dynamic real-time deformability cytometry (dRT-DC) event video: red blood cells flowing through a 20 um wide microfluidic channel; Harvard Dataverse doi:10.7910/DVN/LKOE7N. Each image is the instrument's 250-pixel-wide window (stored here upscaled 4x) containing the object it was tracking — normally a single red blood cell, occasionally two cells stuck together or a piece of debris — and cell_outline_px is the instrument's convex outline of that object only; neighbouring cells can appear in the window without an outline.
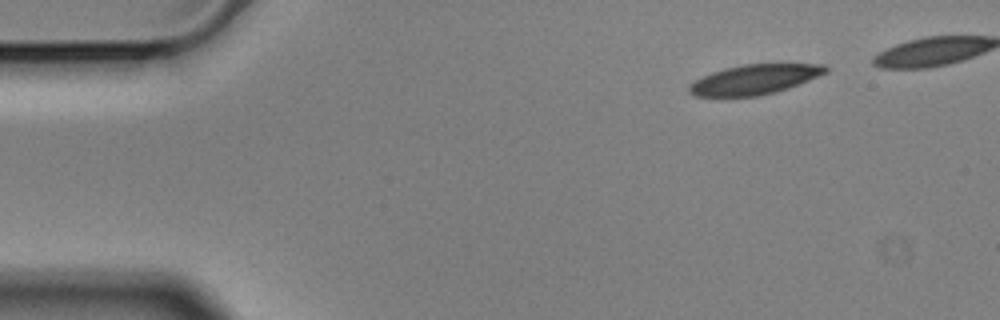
{"species": "Egyptian fruit bat (a non-hibernating species)", "species_latin": "Rousettus aegyptiacus", "temperature_condition": "cold", "stored_images_in_passage": 44, "camera_frame_rate_fps": 3000, "um_per_image_px": 0.085, "animal": {"sex": "male"}, "frame": {"image": 1, "passage_image": 1, "time_ms": 0.0, "image_size_px": [1000, 320], "cell_outline_px": [[828, 72], [788, 88], [776, 92], [756, 96], [696, 96], [688, 92], [688, 84], [712, 72], [724, 68], [744, 64], [824, 64], [828, 68]], "centroid_in_image_um": [64.12, 6.75], "position_along_channel_um": 20.9, "area_um2": 23.52}}
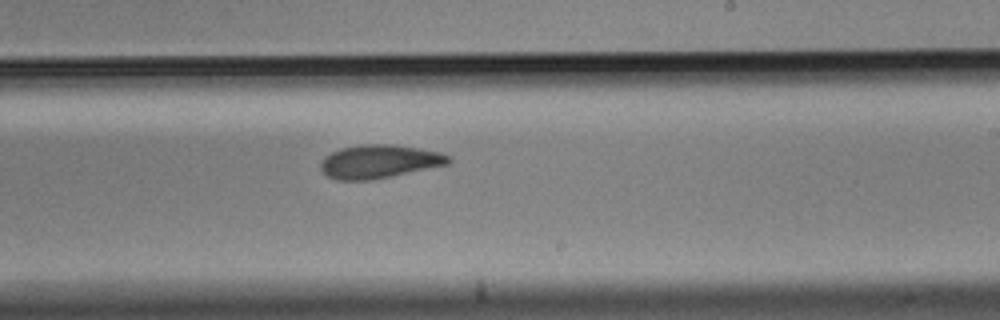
{"frame": {"image": 2, "passage_image": 28, "time_ms": 9.0, "image_size_px": [1000, 320], "cell_outline_px": [[452, 160], [448, 164], [392, 176], [372, 180], [336, 180], [328, 176], [320, 168], [320, 164], [324, 156], [340, 148], [360, 144], [388, 144], [416, 148], [440, 152], [448, 156]], "centroid_in_image_um": [32.2, 13.73], "position_along_channel_um": 256.8, "area_um2": 24.8}}
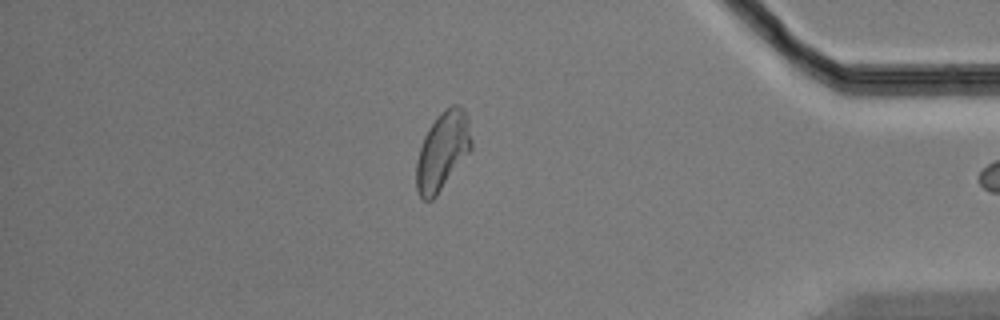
{"frame": {"image": 3, "passage_image": 43, "time_ms": 14.0, "image_size_px": [1000, 320], "cell_outline_px": [[472, 148], [436, 196], [432, 200], [424, 200], [420, 196], [416, 188], [416, 160], [424, 136], [428, 128], [440, 112], [452, 104], [460, 104], [464, 108], [468, 116], [472, 140]], "centroid_in_image_um": [37.62, 12.79], "position_along_channel_um": 397.6, "area_um2": 25.14}}